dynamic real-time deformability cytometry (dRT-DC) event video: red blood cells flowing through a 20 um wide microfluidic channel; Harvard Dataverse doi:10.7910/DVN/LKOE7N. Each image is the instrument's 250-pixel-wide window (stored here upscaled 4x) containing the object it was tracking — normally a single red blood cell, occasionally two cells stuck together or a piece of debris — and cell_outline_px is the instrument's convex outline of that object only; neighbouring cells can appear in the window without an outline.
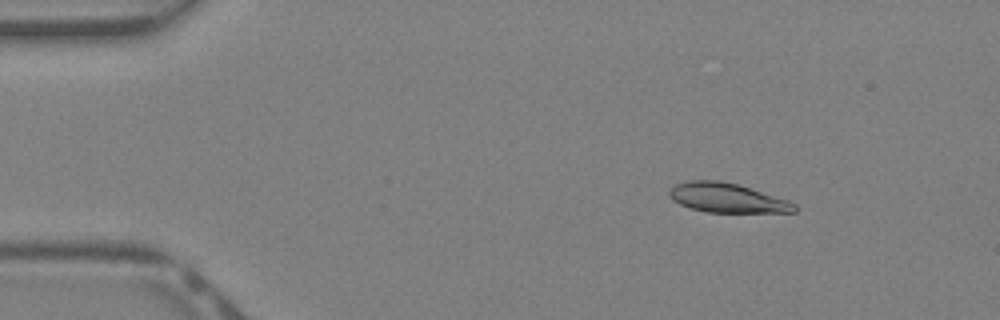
{"species": "Egyptian fruit bat (a non-hibernating species)", "species_latin": "Rousettus aegyptiacus", "temperature_condition": "warm", "stored_images_in_passage": 38, "camera_frame_rate_fps": 3000, "um_per_image_px": 0.085, "animal": {"sex": "female"}, "frame": {"image": 1, "passage_image": 3, "time_ms": 0.667, "image_size_px": [1000, 320], "cell_outline_px": [[796, 212], [704, 212], [688, 208], [672, 200], [668, 196], [668, 192], [676, 184], [688, 180], [720, 180], [736, 184], [788, 200], [796, 204]], "centroid_in_image_um": [61.76, 16.82], "position_along_channel_um": 23.2, "area_um2": 21.39}}
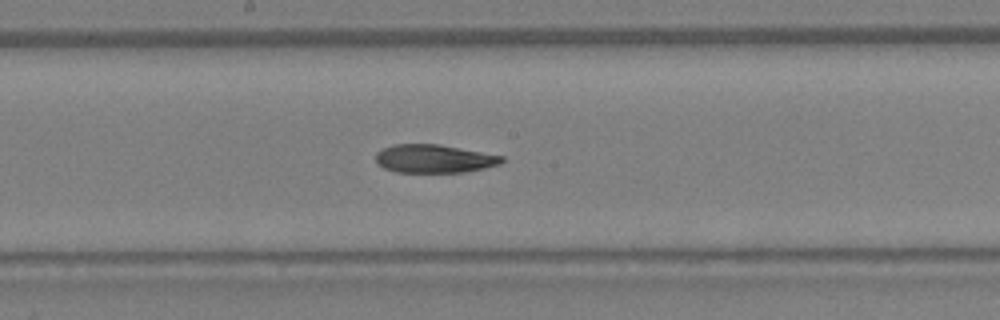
{"frame": {"image": 2, "passage_image": 19, "time_ms": 6.0, "image_size_px": [1000, 320], "cell_outline_px": [[504, 160], [500, 164], [484, 168], [460, 172], [396, 172], [384, 168], [376, 160], [376, 152], [392, 144], [440, 144], [504, 156]], "centroid_in_image_um": [36.9, 13.48], "position_along_channel_um": 211.3, "area_um2": 20.69}}
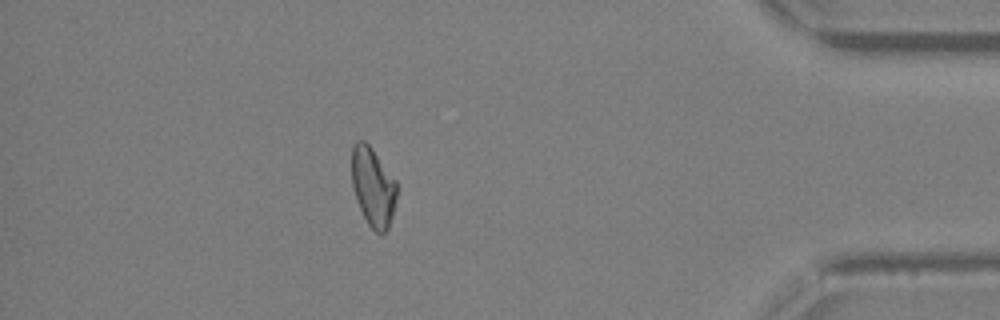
{"frame": {"image": 3, "passage_image": 33, "time_ms": 10.667, "image_size_px": [1000, 320], "cell_outline_px": [[400, 188], [392, 216], [388, 228], [384, 232], [376, 232], [368, 224], [356, 200], [352, 188], [352, 148], [356, 140], [364, 140], [372, 148], [400, 184]], "centroid_in_image_um": [31.74, 15.86], "position_along_channel_um": 403.5, "area_um2": 21.15}}